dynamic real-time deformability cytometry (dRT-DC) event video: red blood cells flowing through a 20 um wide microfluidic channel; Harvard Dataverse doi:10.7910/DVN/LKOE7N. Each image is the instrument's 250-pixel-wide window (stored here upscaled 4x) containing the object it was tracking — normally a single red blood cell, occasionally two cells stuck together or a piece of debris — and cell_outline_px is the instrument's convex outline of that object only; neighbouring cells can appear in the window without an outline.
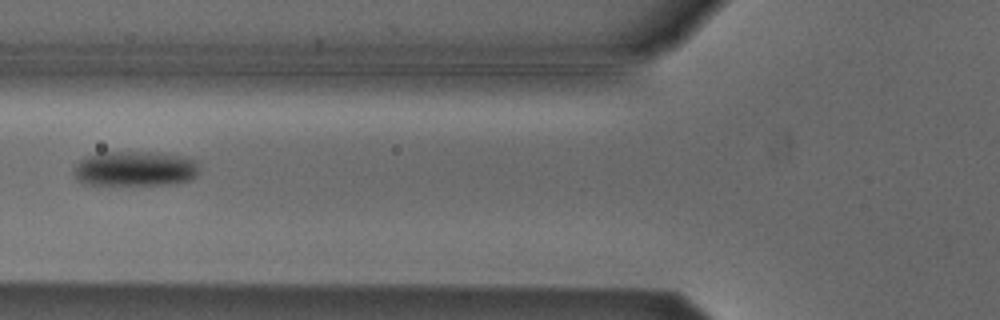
{"species": "Egyptian fruit bat (a non-hibernating species)", "species_latin": "Rousettus aegyptiacus", "temperature_condition": "cold", "stored_images_in_passage": 3, "camera_frame_rate_fps": 3000, "um_per_image_px": 0.085, "animal": {"sex": "male"}, "frame": {"image": 1, "passage_image": 2, "time_ms": 0.333, "image_size_px": [1000, 320], "cell_outline_px": [[200, 168], [196, 176], [188, 180], [176, 184], [88, 184], [80, 180], [76, 176], [76, 164], [80, 160], [88, 156], [100, 152], [160, 152], [188, 156], [196, 160]], "centroid_in_image_um": [11.59, 14.31], "position_along_channel_um": 114.2, "area_um2": 25.61}}
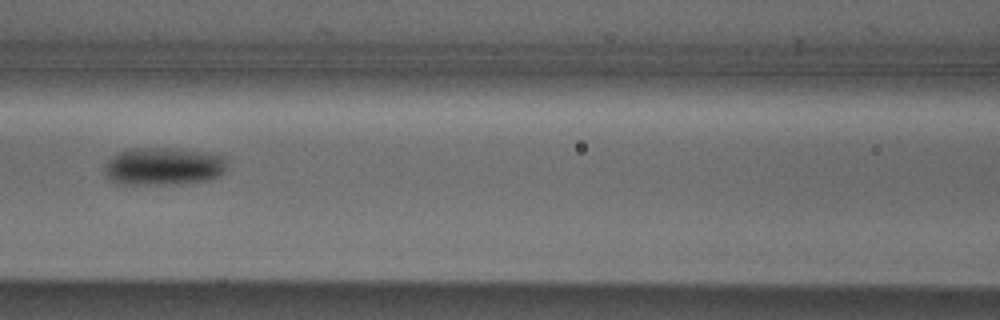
{"frame": {"image": 2, "passage_image": 3, "time_ms": 0.667, "image_size_px": [1000, 320], "cell_outline_px": [[228, 160], [220, 176], [204, 180], [168, 184], [116, 184], [104, 172], [104, 168], [108, 160], [116, 152], [124, 148], [180, 148], [204, 152], [224, 156]], "centroid_in_image_um": [13.85, 14.11], "position_along_channel_um": 152.7, "area_um2": 27.05}}